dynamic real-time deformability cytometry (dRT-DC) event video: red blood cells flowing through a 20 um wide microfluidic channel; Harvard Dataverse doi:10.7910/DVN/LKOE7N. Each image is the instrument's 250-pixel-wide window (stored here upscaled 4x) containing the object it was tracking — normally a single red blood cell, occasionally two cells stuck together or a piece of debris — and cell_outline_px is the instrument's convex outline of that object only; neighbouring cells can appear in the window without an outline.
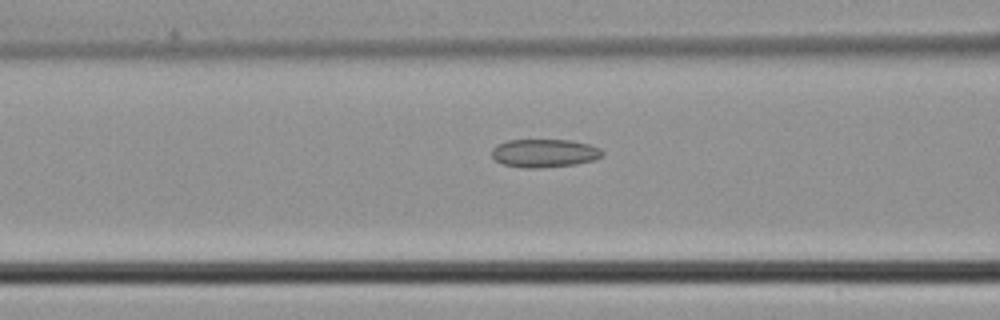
{"species": "common noctule bat (a hibernating species)", "species_latin": "Nyctalus noctula", "temperature_condition": "cold", "stored_images_in_passage": 21, "camera_frame_rate_fps": 3000, "um_per_image_px": 0.085, "animal": {"sex": "male", "body_mass_g": 21.5, "forearm_length_mm": 52.0}, "frame": {"image": 1, "passage_image": 11, "time_ms": 3.333, "image_size_px": [1000, 320], "cell_outline_px": [[604, 156], [592, 160], [576, 164], [536, 168], [524, 168], [504, 164], [496, 160], [492, 156], [492, 148], [496, 144], [508, 140], [568, 140], [588, 144], [600, 148], [604, 152]], "centroid_in_image_um": [46.27, 13.01], "position_along_channel_um": 120.3, "area_um2": 18.15}}
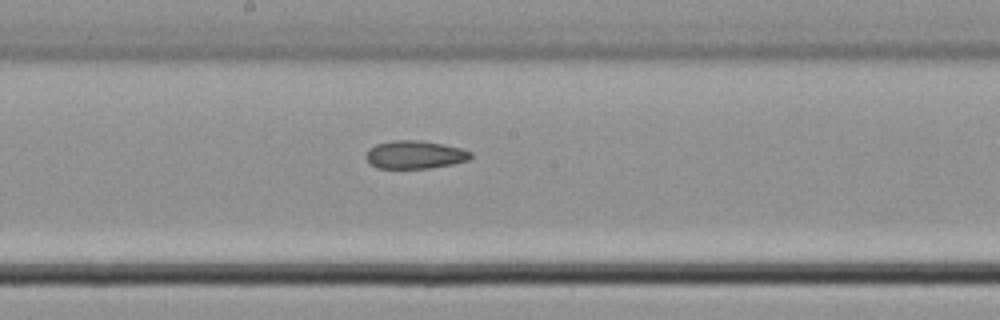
{"frame": {"image": 2, "passage_image": 17, "time_ms": 5.333, "image_size_px": [1000, 320], "cell_outline_px": [[472, 156], [468, 160], [452, 164], [432, 168], [376, 168], [368, 164], [364, 156], [368, 148], [376, 144], [392, 140], [420, 140], [444, 144], [460, 148], [472, 152]], "centroid_in_image_um": [35.21, 13.15], "position_along_channel_um": 213.0, "area_um2": 17.4}}
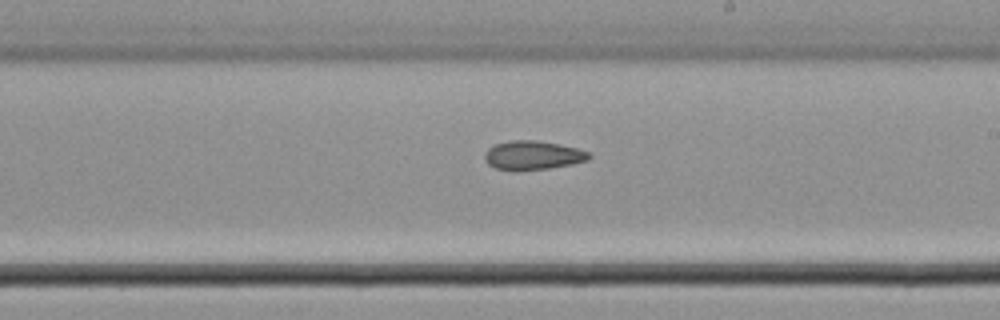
{"frame": {"image": 3, "passage_image": 19, "time_ms": 6.0, "image_size_px": [1000, 320], "cell_outline_px": [[592, 156], [588, 160], [572, 164], [548, 168], [516, 172], [496, 168], [488, 164], [484, 160], [484, 152], [488, 148], [496, 144], [512, 140], [536, 140], [560, 144], [576, 148], [588, 152]], "centroid_in_image_um": [45.26, 13.21], "position_along_channel_um": 243.7, "area_um2": 17.8}}